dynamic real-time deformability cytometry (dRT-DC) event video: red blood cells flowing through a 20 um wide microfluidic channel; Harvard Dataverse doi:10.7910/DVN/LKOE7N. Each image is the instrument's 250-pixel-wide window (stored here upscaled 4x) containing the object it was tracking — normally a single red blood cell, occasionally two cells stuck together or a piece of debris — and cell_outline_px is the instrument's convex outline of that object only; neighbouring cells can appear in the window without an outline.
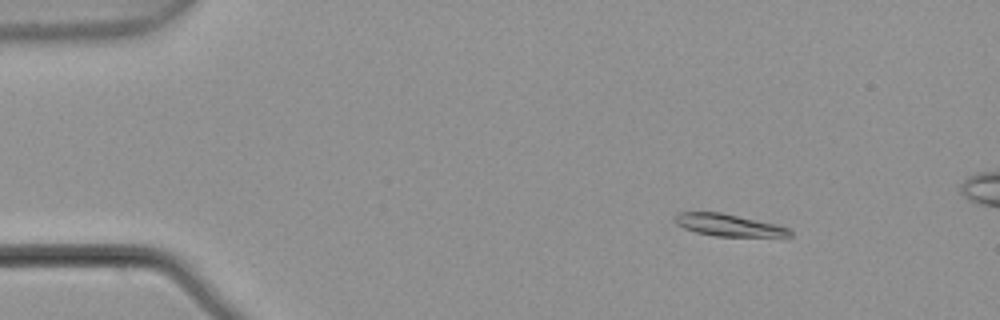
{"species": "common noctule bat (a hibernating species)", "species_latin": "Nyctalus noctula", "temperature_condition": "warm", "stored_images_in_passage": 4, "camera_frame_rate_fps": 3000, "um_per_image_px": 0.085, "animal": {"sex": "male", "body_mass_g": 21.5, "forearm_length_mm": 52.0}, "frame": {"image": 1, "passage_image": 2, "time_ms": 0.333, "image_size_px": [1000, 320], "cell_outline_px": [[792, 236], [716, 236], [696, 232], [684, 228], [676, 224], [672, 220], [672, 216], [676, 212], [720, 212], [776, 224], [788, 228], [792, 232]], "centroid_in_image_um": [61.85, 19.12], "position_along_channel_um": 23.2, "area_um2": 14.8}}